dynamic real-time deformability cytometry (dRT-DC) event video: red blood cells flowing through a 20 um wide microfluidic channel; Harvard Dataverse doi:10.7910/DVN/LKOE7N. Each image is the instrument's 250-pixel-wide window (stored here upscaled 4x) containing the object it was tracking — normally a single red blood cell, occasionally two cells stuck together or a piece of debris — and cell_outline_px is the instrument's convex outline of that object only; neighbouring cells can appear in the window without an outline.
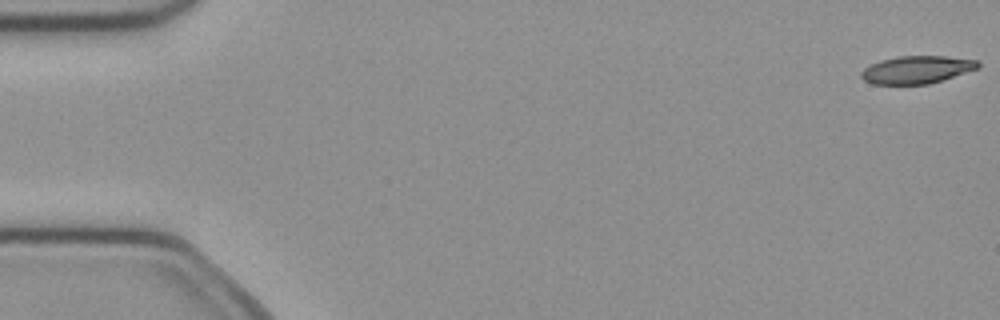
{"species": "common noctule bat (a hibernating species)", "species_latin": "Nyctalus noctula", "temperature_condition": "cold", "stored_images_in_passage": 5, "camera_frame_rate_fps": 3000, "um_per_image_px": 0.085, "animal": {"sex": "female", "body_mass_g": 21.9}, "frame": {"image": 1, "passage_image": 1, "time_ms": 0.0, "image_size_px": [1000, 320], "cell_outline_px": [[980, 68], [944, 80], [928, 84], [872, 84], [864, 80], [860, 76], [860, 72], [864, 68], [880, 60], [896, 56], [944, 56], [980, 60]], "centroid_in_image_um": [77.96, 5.92], "position_along_channel_um": 7.0, "area_um2": 19.07}}
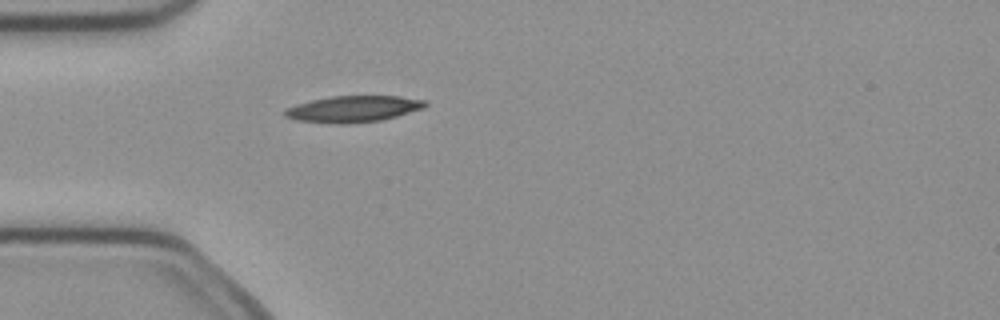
{"frame": {"image": 2, "passage_image": 5, "time_ms": 1.333, "image_size_px": [1000, 320], "cell_outline_px": [[428, 104], [424, 108], [396, 116], [380, 120], [348, 124], [332, 124], [296, 120], [284, 116], [280, 112], [284, 108], [296, 104], [312, 100], [332, 96], [400, 96], [428, 100]], "centroid_in_image_um": [29.99, 9.26], "position_along_channel_um": 55.0, "area_um2": 21.85}}